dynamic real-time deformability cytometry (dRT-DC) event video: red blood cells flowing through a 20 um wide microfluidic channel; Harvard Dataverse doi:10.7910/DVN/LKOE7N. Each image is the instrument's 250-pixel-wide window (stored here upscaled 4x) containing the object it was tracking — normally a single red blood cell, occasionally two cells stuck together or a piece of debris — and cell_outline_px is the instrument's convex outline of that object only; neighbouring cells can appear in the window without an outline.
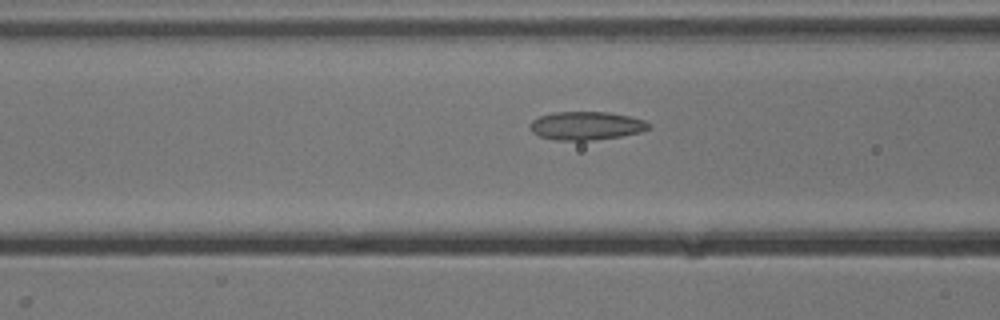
{"species": "common noctule bat (a hibernating species)", "species_latin": "Nyctalus noctula", "temperature_condition": "cold", "stored_images_in_passage": 12, "camera_frame_rate_fps": 3000, "um_per_image_px": 0.085, "animal": {"sex": "male", "body_mass_g": 13.3}, "frame": {"image": 1, "passage_image": 10, "time_ms": 3.0, "image_size_px": [1000, 320], "cell_outline_px": [[652, 124], [648, 128], [640, 132], [620, 136], [592, 140], [556, 140], [540, 136], [532, 132], [528, 128], [528, 124], [532, 120], [540, 116], [552, 112], [608, 112], [628, 116], [644, 120]], "centroid_in_image_um": [49.79, 10.68], "position_along_channel_um": 116.8, "area_um2": 19.59}}